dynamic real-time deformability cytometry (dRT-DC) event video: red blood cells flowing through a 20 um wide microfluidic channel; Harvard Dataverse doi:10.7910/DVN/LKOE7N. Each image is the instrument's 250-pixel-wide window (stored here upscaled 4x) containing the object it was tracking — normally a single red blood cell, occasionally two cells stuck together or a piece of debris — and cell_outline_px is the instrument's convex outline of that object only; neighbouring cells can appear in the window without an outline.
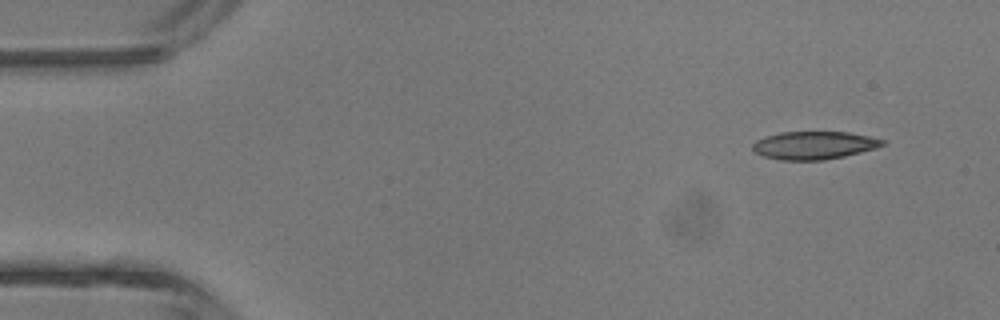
{"species": "common noctule bat (a hibernating species)", "species_latin": "Nyctalus noctula", "temperature_condition": "room temperature", "stored_images_in_passage": 4, "camera_frame_rate_fps": 3000, "um_per_image_px": 0.085, "animal": {"sex": "male", "body_mass_g": 13.3}, "frame": {"image": 1, "passage_image": 1, "time_ms": 0.0, "image_size_px": [1000, 320], "cell_outline_px": [[884, 144], [876, 148], [844, 156], [824, 160], [780, 160], [764, 156], [756, 152], [752, 148], [752, 144], [756, 140], [780, 132], [848, 132], [868, 136], [884, 140]], "centroid_in_image_um": [69.18, 12.35], "position_along_channel_um": 15.8, "area_um2": 20.92}}
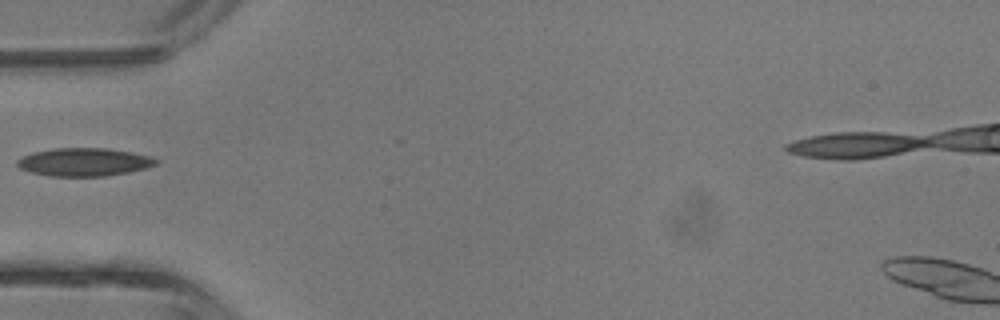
{"frame": {"image": 2, "passage_image": 4, "time_ms": 3.667, "image_size_px": [1000, 320], "cell_outline_px": [[160, 164], [148, 168], [128, 172], [104, 176], [48, 176], [32, 172], [20, 168], [16, 164], [16, 160], [32, 152], [52, 148], [108, 148], [132, 152], [148, 156], [160, 160]], "centroid_in_image_um": [7.18, 13.77], "position_along_channel_um": 77.8, "area_um2": 22.89}}